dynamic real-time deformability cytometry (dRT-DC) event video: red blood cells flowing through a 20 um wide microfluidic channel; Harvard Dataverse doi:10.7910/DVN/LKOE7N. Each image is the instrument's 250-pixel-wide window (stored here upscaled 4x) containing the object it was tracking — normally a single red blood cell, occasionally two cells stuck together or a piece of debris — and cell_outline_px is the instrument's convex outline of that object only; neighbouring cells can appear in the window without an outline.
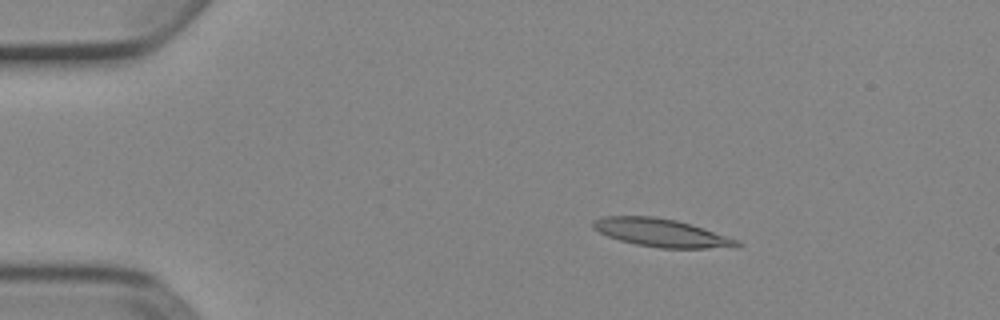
{"species": "Egyptian fruit bat (a non-hibernating species)", "species_latin": "Rousettus aegyptiacus", "temperature_condition": "cold", "stored_images_in_passage": 6, "segment_of_instrument_passage": [1, 2], "camera_frame_rate_fps": 3000, "um_per_image_px": 0.085, "animal": {"sex": "female"}, "frame": {"image": 1, "passage_image": 3, "time_ms": 0.667, "image_size_px": [1000, 320], "cell_outline_px": [[744, 244], [740, 248], [660, 248], [636, 244], [620, 240], [608, 236], [592, 228], [592, 220], [604, 216], [652, 216], [676, 220], [692, 224], [740, 240]], "centroid_in_image_um": [56.29, 19.79], "position_along_channel_um": 28.7, "area_um2": 23.81}}
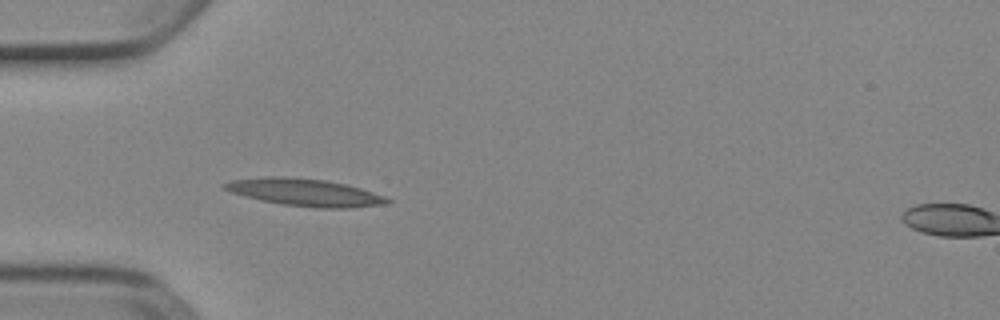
{"frame": {"image": 2, "passage_image": 5, "time_ms": 1.333, "image_size_px": [1000, 320], "cell_outline_px": [[392, 200], [388, 204], [352, 208], [316, 208], [284, 204], [260, 200], [244, 196], [220, 188], [220, 184], [228, 180], [264, 176], [284, 176], [324, 180], [344, 184], [360, 188], [384, 196]], "centroid_in_image_um": [25.86, 16.35], "position_along_channel_um": 59.1, "area_um2": 26.13}}